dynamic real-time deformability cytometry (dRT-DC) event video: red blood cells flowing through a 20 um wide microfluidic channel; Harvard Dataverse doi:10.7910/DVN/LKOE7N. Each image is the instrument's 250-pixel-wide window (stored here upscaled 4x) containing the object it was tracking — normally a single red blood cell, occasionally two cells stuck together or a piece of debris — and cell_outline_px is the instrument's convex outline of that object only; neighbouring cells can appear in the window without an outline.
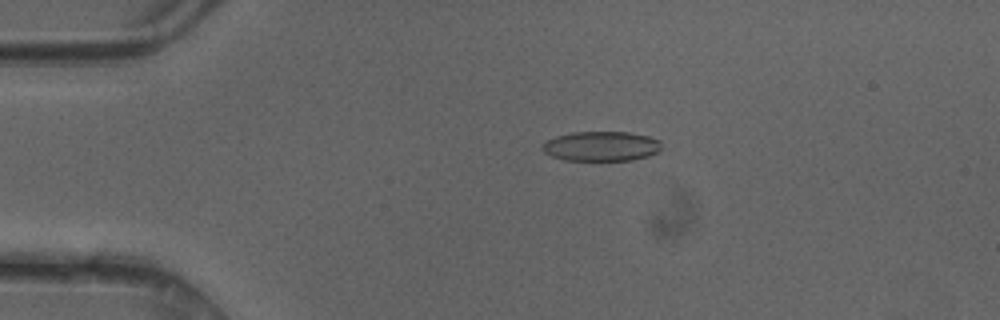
{"species": "common noctule bat (a hibernating species)", "species_latin": "Nyctalus noctula", "temperature_condition": "cold", "stored_images_in_passage": 49, "camera_frame_rate_fps": 3000, "um_per_image_px": 0.085, "animal": {"sex": "female"}, "frame": {"image": 1, "passage_image": 10, "time_ms": 3.0, "image_size_px": [1000, 320], "cell_outline_px": [[660, 152], [648, 156], [632, 160], [564, 160], [552, 156], [544, 152], [540, 148], [548, 140], [556, 136], [572, 132], [628, 132], [648, 136], [660, 140]], "centroid_in_image_um": [51.12, 12.43], "position_along_channel_um": 33.9, "area_um2": 20.63}}
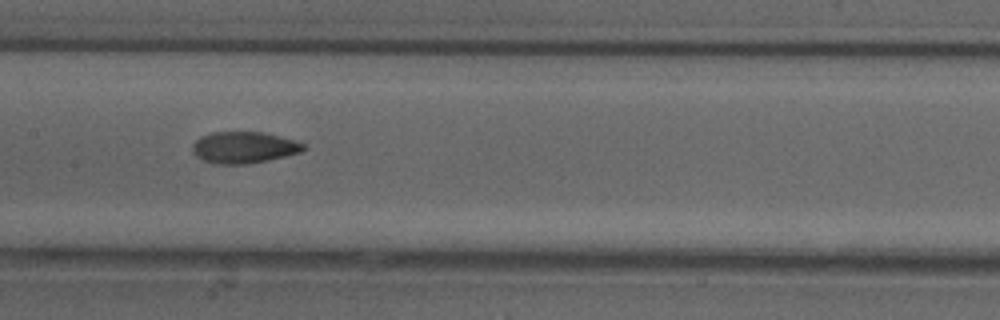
{"frame": {"image": 2, "passage_image": 24, "time_ms": 7.667, "image_size_px": [1000, 320], "cell_outline_px": [[308, 148], [300, 152], [268, 160], [248, 164], [216, 164], [204, 160], [196, 156], [192, 152], [192, 144], [200, 136], [212, 132], [264, 132], [296, 140], [304, 144]], "centroid_in_image_um": [20.73, 12.53], "position_along_channel_um": 186.7, "area_um2": 20.52}}
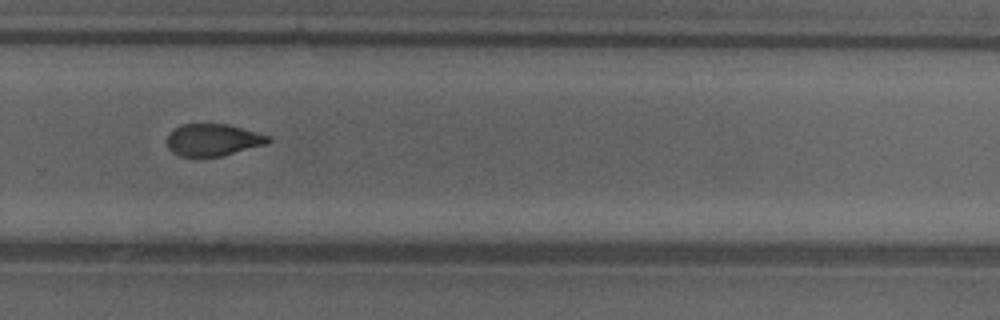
{"frame": {"image": 3, "passage_image": 33, "time_ms": 10.667, "image_size_px": [1000, 320], "cell_outline_px": [[272, 140], [268, 144], [224, 156], [200, 160], [180, 156], [172, 152], [168, 148], [168, 136], [180, 124], [228, 124], [272, 136]], "centroid_in_image_um": [18.15, 11.94], "position_along_channel_um": 311.7, "area_um2": 19.65}, "authors_computed_cell_mechanics": {"area_um2": 20.3456, "velocity_mm_per_s": 4.2057, "shape_relaxation_time_tau1_ms": 9.3405, "shape_relaxation_time_tau2_ms": 2.1695, "deformation_change_tau1": 0.1938, "deformation_change_tau2": 0.0826}}